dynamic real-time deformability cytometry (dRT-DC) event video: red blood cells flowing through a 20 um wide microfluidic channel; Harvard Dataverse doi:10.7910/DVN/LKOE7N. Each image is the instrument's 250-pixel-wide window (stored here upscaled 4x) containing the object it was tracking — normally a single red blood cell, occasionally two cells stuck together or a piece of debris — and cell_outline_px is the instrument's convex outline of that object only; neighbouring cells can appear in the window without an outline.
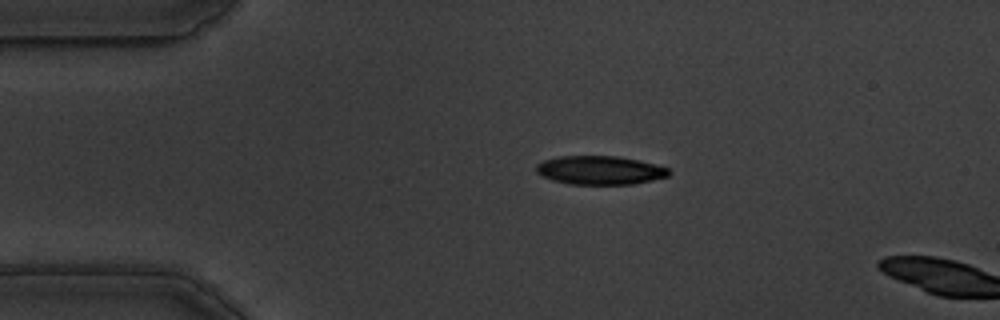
{"species": "common noctule bat (a hibernating species)", "species_latin": "Nyctalus noctula", "temperature_condition": "warm", "stored_images_in_passage": 13, "camera_frame_rate_fps": 3000, "um_per_image_px": 0.085, "animal": {"sex": "male", "body_mass_g": 19.5, "forearm_length_mm": 54.6}, "frame": {"image": 1, "passage_image": 11, "time_ms": 3.333, "image_size_px": [1000, 320], "cell_outline_px": [[672, 172], [668, 176], [652, 180], [632, 184], [568, 184], [552, 180], [536, 172], [536, 164], [544, 160], [560, 156], [616, 156], [656, 164], [668, 168]], "centroid_in_image_um": [50.99, 14.47], "position_along_channel_um": 34.0, "area_um2": 22.08}}